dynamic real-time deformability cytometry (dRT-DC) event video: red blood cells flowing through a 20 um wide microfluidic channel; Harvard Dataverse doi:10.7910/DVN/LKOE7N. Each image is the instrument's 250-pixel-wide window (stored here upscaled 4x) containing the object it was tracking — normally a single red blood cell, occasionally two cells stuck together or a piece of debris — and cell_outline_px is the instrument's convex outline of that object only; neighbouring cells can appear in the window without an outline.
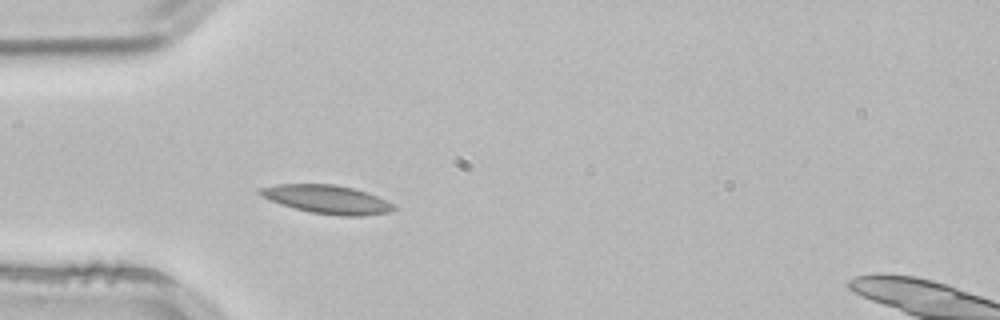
{"species": "common noctule bat (a hibernating species)", "species_latin": "Nyctalus noctula", "temperature_condition": "room temperature", "stored_images_in_passage": 3, "camera_frame_rate_fps": 3000, "um_per_image_px": 0.085, "animal": {"sex": "male", "body_mass_g": 21.5, "forearm_length_mm": 52.0}, "frame": {"image": 1, "passage_image": 2, "time_ms": 0.333, "image_size_px": [1000, 320], "cell_outline_px": [[396, 208], [392, 212], [364, 216], [340, 216], [308, 212], [280, 204], [260, 196], [256, 192], [256, 188], [276, 184], [336, 184], [352, 188], [376, 196], [392, 204]], "centroid_in_image_um": [27.73, 16.95], "position_along_channel_um": 57.3, "area_um2": 22.37}}